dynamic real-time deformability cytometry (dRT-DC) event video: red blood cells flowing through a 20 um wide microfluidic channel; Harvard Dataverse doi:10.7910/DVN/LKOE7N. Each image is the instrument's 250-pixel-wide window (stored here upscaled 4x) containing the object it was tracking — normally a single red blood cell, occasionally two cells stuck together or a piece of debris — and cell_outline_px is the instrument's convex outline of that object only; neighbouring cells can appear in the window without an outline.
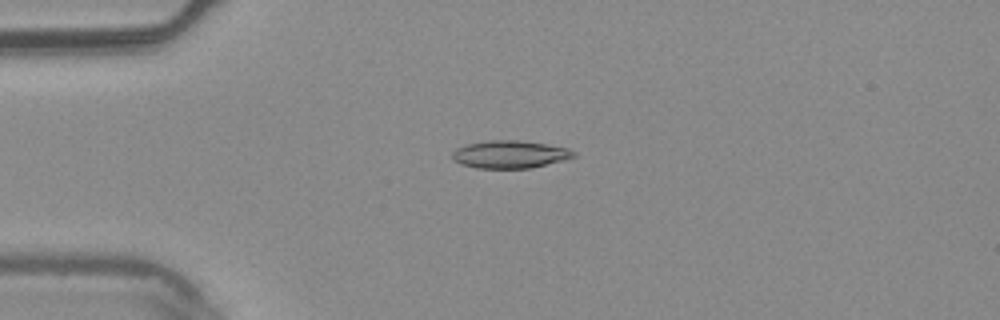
{"species": "common noctule bat (a hibernating species)", "species_latin": "Nyctalus noctula", "temperature_condition": "warm", "stored_images_in_passage": 5, "camera_frame_rate_fps": 3000, "um_per_image_px": 0.085, "animal": {"sex": "male", "body_mass_g": 20.4}, "frame": {"image": 1, "passage_image": 2, "time_ms": 0.333, "image_size_px": [1000, 320], "cell_outline_px": [[576, 156], [564, 160], [532, 168], [476, 168], [460, 164], [452, 160], [452, 152], [456, 148], [464, 144], [488, 140], [520, 140], [568, 148], [576, 152]], "centroid_in_image_um": [43.31, 13.12], "position_along_channel_um": 41.7, "area_um2": 19.77}}
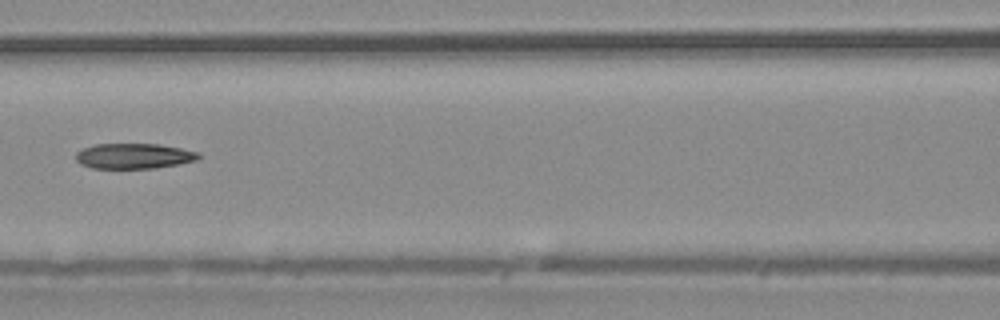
{"frame": {"image": 2, "passage_image": 5, "time_ms": 1.333, "image_size_px": [1000, 320], "cell_outline_px": [[200, 156], [196, 160], [176, 164], [152, 168], [92, 168], [80, 164], [76, 160], [76, 152], [84, 148], [96, 144], [160, 144], [200, 152]], "centroid_in_image_um": [11.36, 13.25], "position_along_channel_um": 155.2, "area_um2": 17.98}}